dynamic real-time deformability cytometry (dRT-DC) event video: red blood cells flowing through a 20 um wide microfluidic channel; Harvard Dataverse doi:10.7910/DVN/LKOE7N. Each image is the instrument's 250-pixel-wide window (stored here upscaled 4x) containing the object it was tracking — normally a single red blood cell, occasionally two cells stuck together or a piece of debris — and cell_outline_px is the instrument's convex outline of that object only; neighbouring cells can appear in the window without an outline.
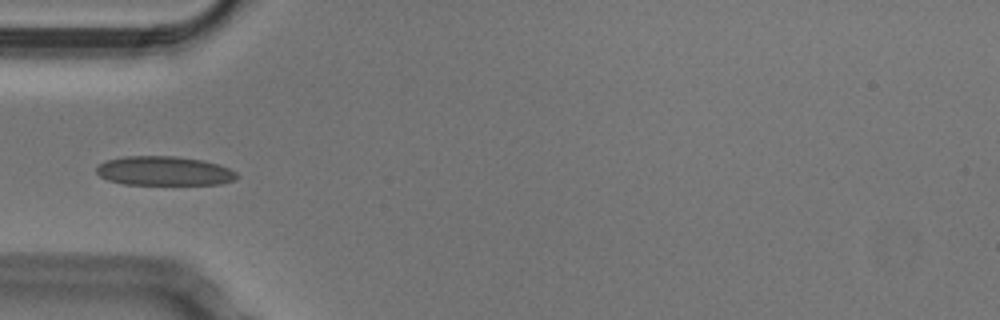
{"species": "Egyptian fruit bat (a non-hibernating species)", "species_latin": "Rousettus aegyptiacus", "temperature_condition": "cold", "stored_images_in_passage": 37, "camera_frame_rate_fps": 3000, "um_per_image_px": 0.085, "animal": {"sex": "male"}, "frame": {"image": 1, "passage_image": 1, "time_ms": 0.0, "image_size_px": [1000, 320], "cell_outline_px": [[236, 180], [220, 184], [124, 184], [108, 180], [100, 176], [96, 172], [96, 168], [104, 160], [124, 156], [176, 156], [204, 160], [220, 164], [236, 172]], "centroid_in_image_um": [13.95, 14.52], "position_along_channel_um": 71.1, "area_um2": 23.99}}
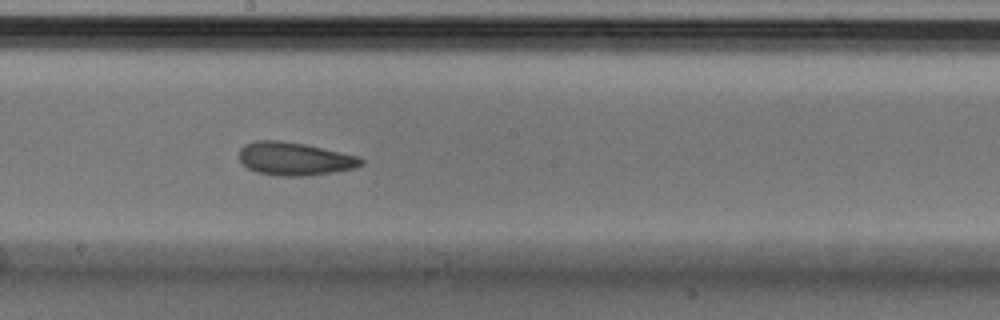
{"frame": {"image": 2, "passage_image": 13, "time_ms": 4.0, "image_size_px": [1000, 320], "cell_outline_px": [[364, 164], [352, 168], [332, 172], [308, 176], [280, 176], [256, 172], [248, 168], [240, 160], [240, 148], [244, 144], [256, 140], [280, 140], [304, 144], [340, 152], [356, 156], [364, 160]], "centroid_in_image_um": [25.01, 13.49], "position_along_channel_um": 223.2, "area_um2": 23.35}}
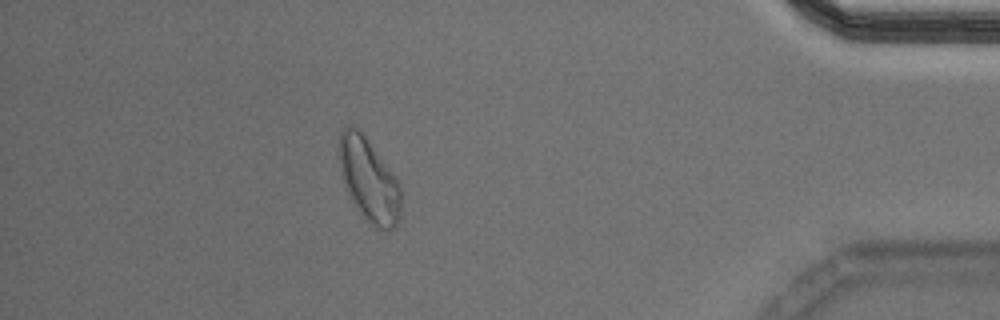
{"frame": {"image": 3, "passage_image": 31, "time_ms": 10.0, "image_size_px": [1000, 320], "cell_outline_px": [[400, 216], [396, 224], [392, 228], [384, 232], [364, 220], [344, 180], [340, 160], [340, 132], [348, 124], [356, 128], [364, 136], [400, 184]], "centroid_in_image_um": [31.39, 15.34], "position_along_channel_um": 403.8, "area_um2": 28.73}, "authors_computed_cell_mechanics": {"area_um2": 23.8714, "velocity_mm_per_s": 3.7785, "shape_relaxation_time_tau1_ms": 10.3376, "shape_relaxation_time_tau2_ms": 2.3487, "deformation_change_tau1": 0.1689, "deformation_change_tau2": 0.0716}}